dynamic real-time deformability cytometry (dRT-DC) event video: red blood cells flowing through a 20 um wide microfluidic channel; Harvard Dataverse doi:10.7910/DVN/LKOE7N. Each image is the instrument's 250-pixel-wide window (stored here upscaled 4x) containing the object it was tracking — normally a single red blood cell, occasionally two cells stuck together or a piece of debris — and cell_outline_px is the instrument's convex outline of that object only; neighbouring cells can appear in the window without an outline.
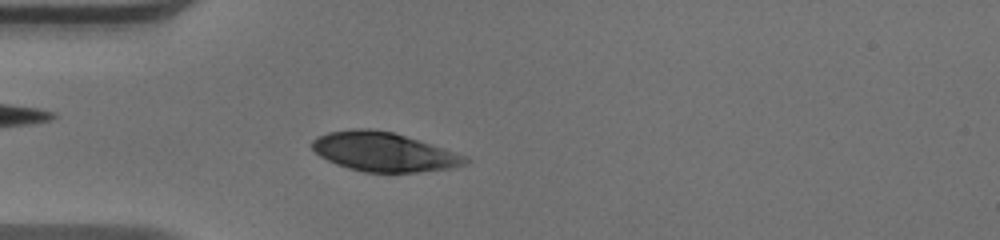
{"species": "human", "species_latin": "Homo sapiens", "temperature_condition": "warm", "stored_images_in_passage": 46, "camera_frame_rate_fps": 3000, "um_per_image_px": 0.085, "donor": {"sex": "male"}, "frame": {"image": 1, "passage_image": 11, "time_ms": 3.333, "image_size_px": [1000, 240], "cell_outline_px": [[472, 160], [464, 164], [448, 168], [416, 172], [364, 172], [348, 168], [336, 164], [320, 156], [312, 148], [312, 140], [316, 136], [328, 132], [352, 128], [368, 128], [392, 132], [456, 152], [468, 156]], "centroid_in_image_um": [32.59, 12.9], "position_along_channel_um": 52.4, "area_um2": 34.74}}
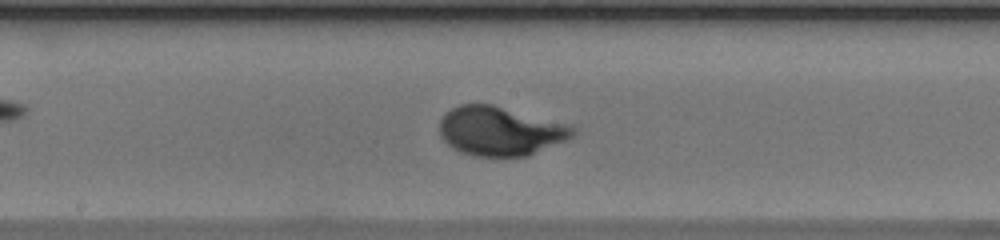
{"frame": {"image": 2, "passage_image": 23, "time_ms": 7.333, "image_size_px": [1000, 240], "cell_outline_px": [[576, 132], [572, 136], [564, 140], [528, 156], [472, 156], [460, 152], [452, 148], [440, 136], [440, 120], [452, 108], [460, 104], [492, 104], [568, 124], [576, 128]], "centroid_in_image_um": [42.5, 11.14], "position_along_channel_um": 205.7, "area_um2": 37.86}}
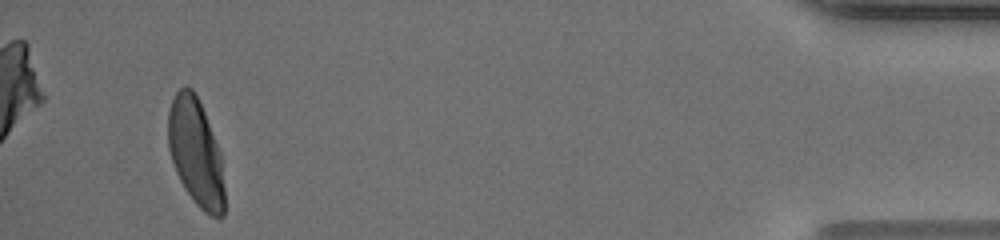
{"frame": {"image": 3, "passage_image": 44, "time_ms": 14.333, "image_size_px": [1000, 240], "cell_outline_px": [[224, 216], [212, 216], [204, 212], [196, 204], [184, 188], [176, 172], [168, 148], [168, 112], [172, 100], [176, 92], [184, 84], [188, 84], [192, 88], [204, 112], [220, 152], [224, 188]], "centroid_in_image_um": [16.62, 12.94], "position_along_channel_um": 418.6, "area_um2": 35.08}, "authors_computed_cell_mechanics": {"area_um2": 36.2406, "velocity_mm_per_s": 4.0772, "shape_relaxation_time_tau1_ms": 2.8899, "shape_relaxation_time_tau2_ms": null, "deformation_change_tau1": 0.188, "deformation_change_tau2": null}}